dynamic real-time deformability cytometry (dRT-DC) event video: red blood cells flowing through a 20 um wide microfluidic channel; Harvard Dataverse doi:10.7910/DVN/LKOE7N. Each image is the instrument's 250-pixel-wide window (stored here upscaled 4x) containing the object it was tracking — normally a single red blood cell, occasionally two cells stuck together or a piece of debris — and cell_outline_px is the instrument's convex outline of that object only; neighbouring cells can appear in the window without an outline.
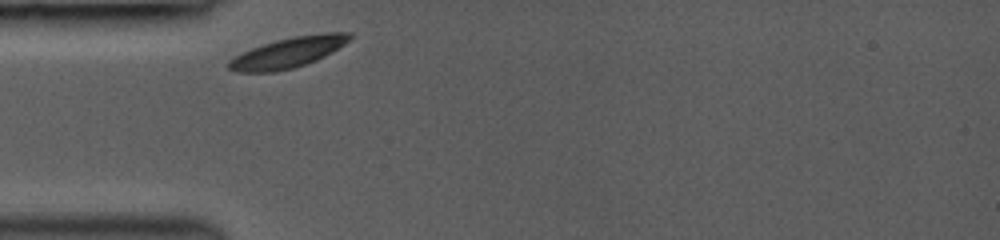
{"species": "common noctule bat (a hibernating species)", "species_latin": "Nyctalus noctula", "temperature_condition": "room temperature", "stored_images_in_passage": 28, "camera_frame_rate_fps": 3000, "um_per_image_px": 0.085, "animal": {"sex": "female", "body_mass_g": 19.0, "forearm_length_mm": 53.3}, "frame": {"image": 1, "passage_image": 1, "time_ms": 0.0, "image_size_px": [1000, 240], "cell_outline_px": [[352, 36], [344, 44], [332, 52], [316, 60], [292, 68], [272, 72], [236, 72], [228, 68], [228, 60], [252, 48], [276, 40], [292, 36], [324, 32], [352, 32]], "centroid_in_image_um": [24.51, 4.45], "position_along_channel_um": 60.5, "area_um2": 21.21}}
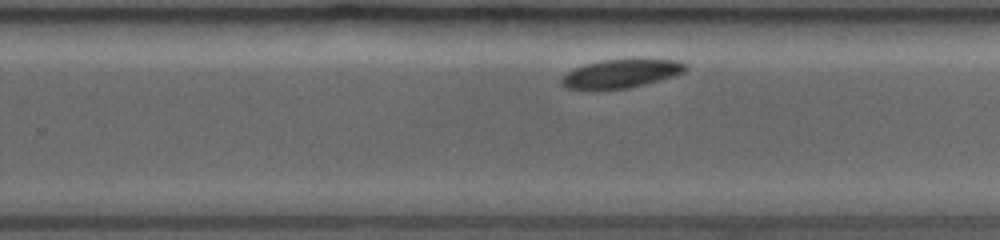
{"frame": {"image": 2, "passage_image": 18, "time_ms": 5.667, "image_size_px": [1000, 240], "cell_outline_px": [[688, 68], [684, 72], [672, 76], [644, 84], [628, 88], [564, 88], [560, 84], [560, 80], [572, 68], [584, 64], [600, 60], [640, 56], [680, 60], [688, 64]], "centroid_in_image_um": [52.87, 6.17], "position_along_channel_um": 276.9, "area_um2": 21.33}}
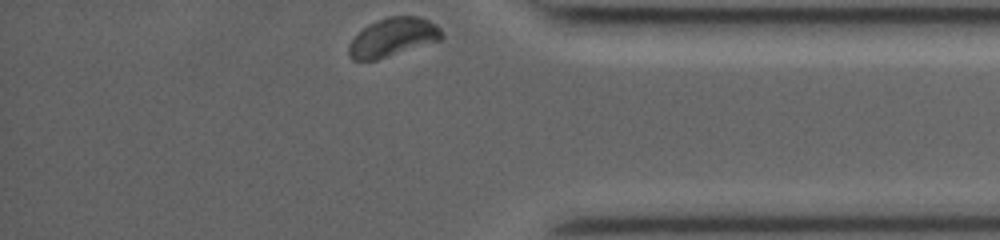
{"frame": {"image": 3, "passage_image": 28, "time_ms": 9.0, "image_size_px": [1000, 240], "cell_outline_px": [[444, 36], [440, 40], [376, 60], [352, 60], [348, 56], [348, 44], [368, 24], [388, 16], [416, 16], [428, 20], [436, 24], [444, 32]], "centroid_in_image_um": [33.4, 3.17], "position_along_channel_um": 401.8, "area_um2": 20.81}}